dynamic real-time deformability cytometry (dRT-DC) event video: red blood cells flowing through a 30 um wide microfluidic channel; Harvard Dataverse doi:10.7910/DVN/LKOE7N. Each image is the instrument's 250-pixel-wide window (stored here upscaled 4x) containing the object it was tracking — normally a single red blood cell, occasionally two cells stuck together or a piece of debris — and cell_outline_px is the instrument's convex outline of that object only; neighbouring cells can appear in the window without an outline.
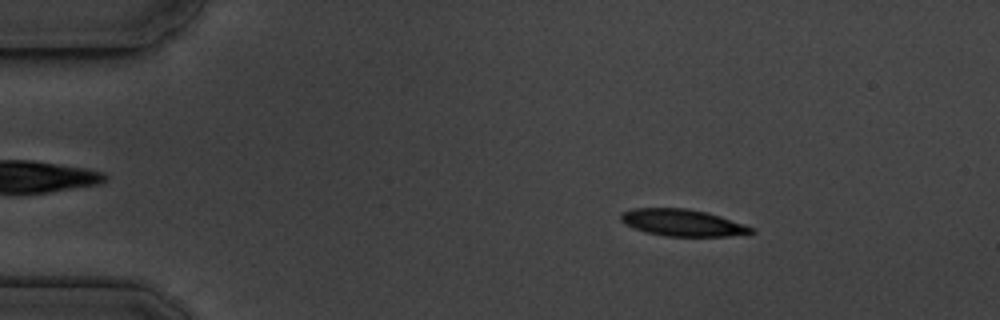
{"species": "common noctule bat (a hibernating species)", "species_latin": "Nyctalus noctula", "temperature_condition": "cold", "stored_images_in_passage": 55, "camera_frame_rate_fps": 3000, "um_per_image_px": 0.085, "animal": {"sex": "male", "body_mass_g": 19.5, "forearm_length_mm": 54.6}, "frame": {"image": 1, "passage_image": 9, "time_ms": 2.667, "image_size_px": [1000, 320], "cell_outline_px": [[752, 232], [724, 236], [668, 236], [648, 232], [636, 228], [620, 220], [620, 216], [624, 212], [636, 208], [684, 208], [704, 212], [752, 228]], "centroid_in_image_um": [57.92, 18.92], "position_along_channel_um": 27.1, "area_um2": 19.31}}
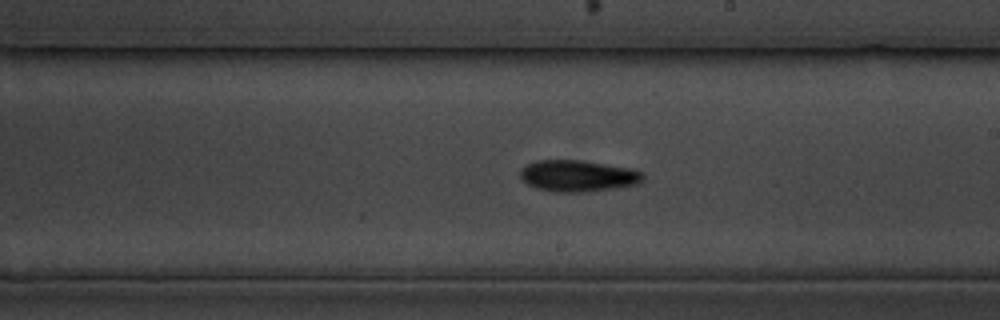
{"frame": {"image": 2, "passage_image": 32, "time_ms": 10.333, "image_size_px": [1000, 320], "cell_outline_px": [[644, 180], [636, 184], [580, 192], [556, 192], [536, 188], [528, 184], [520, 176], [520, 172], [528, 164], [540, 160], [576, 160], [628, 168], [640, 172], [644, 176]], "centroid_in_image_um": [49.08, 14.95], "position_along_channel_um": 239.9, "area_um2": 21.73}}
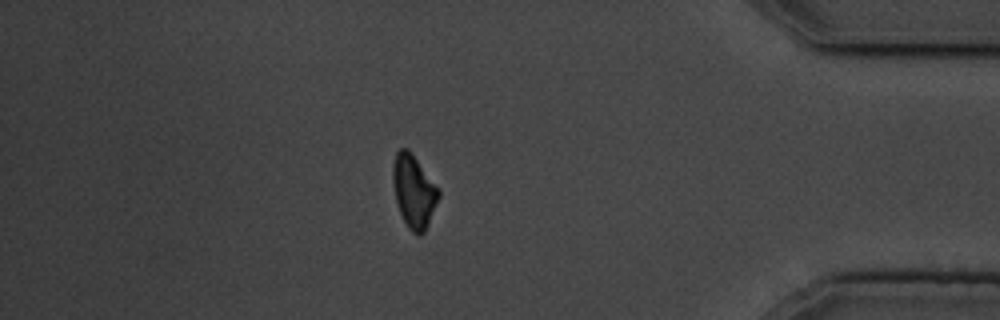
{"frame": {"image": 3, "passage_image": 48, "time_ms": 15.667, "image_size_px": [1000, 320], "cell_outline_px": [[440, 196], [428, 224], [424, 232], [420, 236], [416, 236], [408, 228], [400, 212], [396, 200], [392, 180], [392, 164], [396, 152], [400, 148], [408, 148], [412, 152], [440, 188]], "centroid_in_image_um": [35.18, 16.23], "position_along_channel_um": 400.0, "area_um2": 19.77}, "authors_computed_cell_mechanics": {"area_um2": 20.0566, "velocity_mm_per_s": 3.6307, "shape_relaxation_time_tau1_ms": 2.3725, "shape_relaxation_time_tau2_ms": null, "deformation_change_tau1": 0.1103, "deformation_change_tau2": null}}